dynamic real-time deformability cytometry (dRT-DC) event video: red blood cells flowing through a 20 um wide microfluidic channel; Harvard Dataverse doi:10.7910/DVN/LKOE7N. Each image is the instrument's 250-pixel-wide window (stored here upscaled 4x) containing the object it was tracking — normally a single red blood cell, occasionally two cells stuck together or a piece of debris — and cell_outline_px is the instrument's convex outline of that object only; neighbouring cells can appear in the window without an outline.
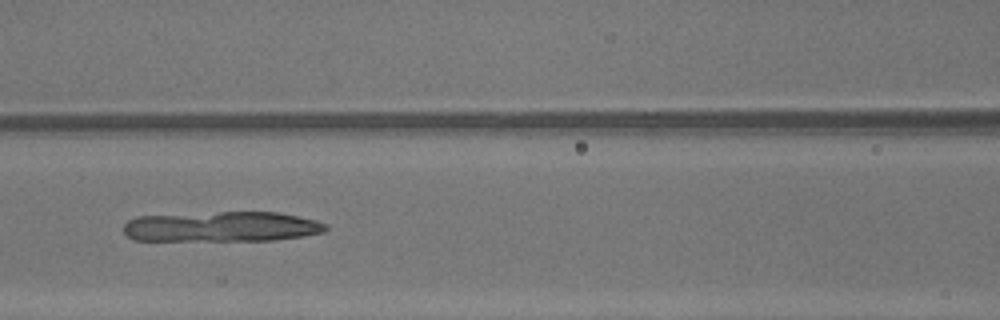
{"species": "common noctule bat (a hibernating species)", "species_latin": "Nyctalus noctula", "temperature_condition": "warm", "stored_images_in_passage": 48, "camera_frame_rate_fps": 3000, "um_per_image_px": 0.085, "animal": {"sex": "male", "body_mass_g": 13.3}, "frame": {"image": 1, "passage_image": 22, "time_ms": 7.0, "image_size_px": [1000, 320], "cell_outline_px": [[328, 228], [324, 232], [304, 236], [272, 240], [132, 240], [124, 232], [124, 224], [128, 220], [136, 216], [220, 212], [280, 212], [316, 220], [328, 224]], "centroid_in_image_um": [18.87, 19.26], "position_along_channel_um": 147.7, "area_um2": 35.66}}